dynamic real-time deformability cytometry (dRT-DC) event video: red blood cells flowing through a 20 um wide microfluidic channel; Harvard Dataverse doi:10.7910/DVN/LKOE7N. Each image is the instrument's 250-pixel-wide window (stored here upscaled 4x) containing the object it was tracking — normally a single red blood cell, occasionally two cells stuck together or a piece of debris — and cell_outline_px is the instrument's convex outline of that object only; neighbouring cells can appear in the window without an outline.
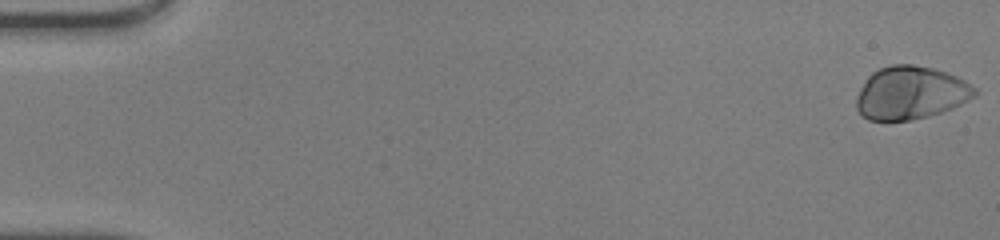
{"species": "human", "species_latin": "Homo sapiens", "temperature_condition": "warm", "stored_images_in_passage": 49, "camera_frame_rate_fps": 3000, "um_per_image_px": 0.085, "donor": {"sex": "male"}, "frame": {"image": 1, "passage_image": 1, "time_ms": 0.0, "image_size_px": [1000, 240], "cell_outline_px": [[976, 96], [952, 108], [928, 116], [912, 120], [868, 120], [856, 108], [856, 100], [860, 88], [868, 76], [872, 72], [880, 68], [892, 64], [912, 64], [932, 68], [956, 76], [964, 80], [976, 88]], "centroid_in_image_um": [77.39, 7.89], "position_along_channel_um": 7.6, "area_um2": 36.36}}
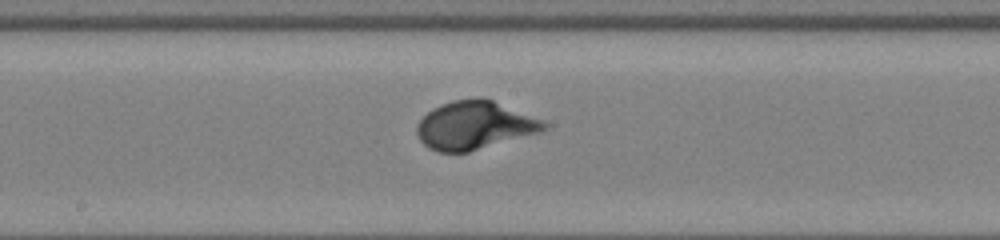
{"frame": {"image": 2, "passage_image": 27, "time_ms": 8.667, "image_size_px": [1000, 240], "cell_outline_px": [[548, 128], [540, 132], [468, 152], [440, 152], [428, 148], [420, 140], [416, 132], [416, 124], [432, 108], [452, 100], [492, 100], [544, 120], [548, 124]], "centroid_in_image_um": [40.33, 10.68], "position_along_channel_um": 207.9, "area_um2": 35.2}}
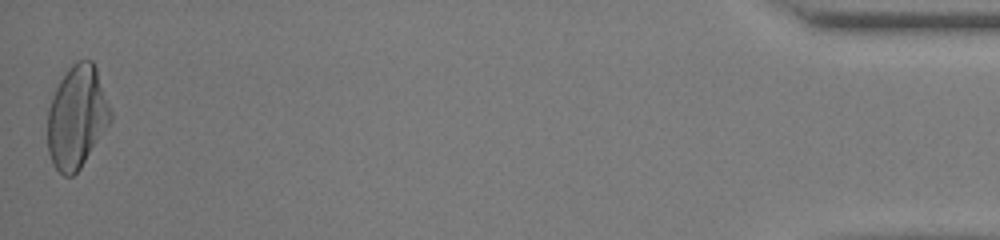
{"frame": {"image": 3, "passage_image": 49, "time_ms": 16.0, "image_size_px": [1000, 240], "cell_outline_px": [[112, 120], [80, 168], [72, 176], [64, 176], [52, 164], [48, 152], [48, 108], [56, 88], [60, 80], [68, 68], [76, 60], [92, 60], [96, 68], [112, 112]], "centroid_in_image_um": [6.53, 9.94], "position_along_channel_um": 428.7, "area_um2": 37.45}, "authors_computed_cell_mechanics": {"area_um2": 35.3158, "velocity_mm_per_s": 4.2584, "shape_relaxation_time_tau1_ms": 2.6056, "shape_relaxation_time_tau2_ms": null, "deformation_change_tau1": 0.197, "deformation_change_tau2": null}}